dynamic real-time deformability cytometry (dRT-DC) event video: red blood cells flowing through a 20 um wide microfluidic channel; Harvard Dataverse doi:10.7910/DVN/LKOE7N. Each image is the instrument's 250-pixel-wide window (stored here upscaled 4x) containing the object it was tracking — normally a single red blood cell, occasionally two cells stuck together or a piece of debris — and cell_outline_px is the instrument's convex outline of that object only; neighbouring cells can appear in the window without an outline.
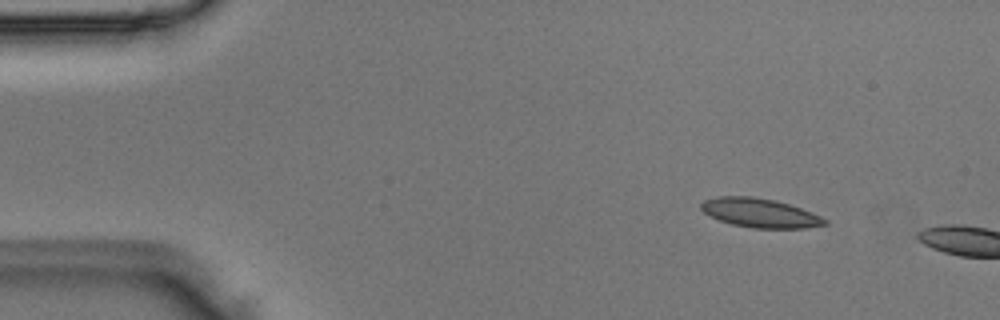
{"species": "Egyptian fruit bat (a non-hibernating species)", "species_latin": "Rousettus aegyptiacus", "temperature_condition": "room temperature", "stored_images_in_passage": 5, "camera_frame_rate_fps": 3000, "um_per_image_px": 0.085, "animal": {"sex": "male"}, "frame": {"image": 1, "passage_image": 1, "time_ms": 0.0, "image_size_px": [1000, 320], "cell_outline_px": [[828, 224], [804, 228], [752, 228], [732, 224], [720, 220], [704, 212], [700, 208], [700, 204], [704, 200], [720, 196], [752, 196], [772, 200], [788, 204], [812, 212], [828, 220]], "centroid_in_image_um": [64.6, 18.1], "position_along_channel_um": 20.4, "area_um2": 20.75}}